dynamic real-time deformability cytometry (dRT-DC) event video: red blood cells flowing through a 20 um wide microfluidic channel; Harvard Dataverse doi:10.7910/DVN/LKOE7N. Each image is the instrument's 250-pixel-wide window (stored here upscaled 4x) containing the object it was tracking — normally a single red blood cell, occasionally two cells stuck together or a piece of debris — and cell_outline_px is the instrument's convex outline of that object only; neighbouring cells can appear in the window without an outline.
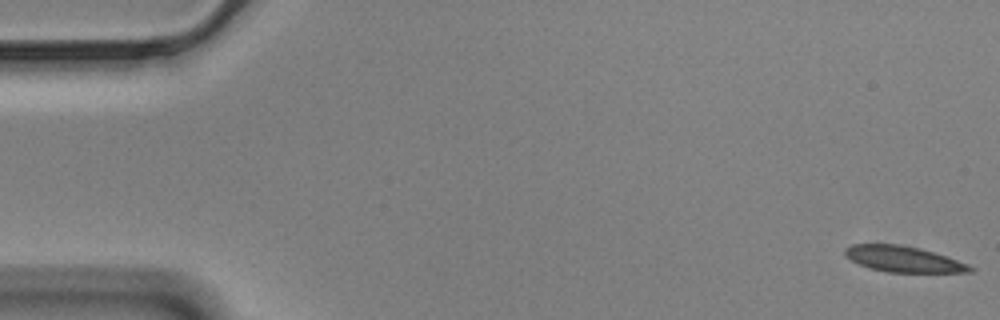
{"species": "Egyptian fruit bat (a non-hibernating species)", "species_latin": "Rousettus aegyptiacus", "temperature_condition": "cold", "stored_images_in_passage": 13, "camera_frame_rate_fps": 3000, "um_per_image_px": 0.085, "animal": {"sex": "male"}, "frame": {"image": 1, "passage_image": 1, "time_ms": 0.0, "image_size_px": [1000, 320], "cell_outline_px": [[976, 268], [972, 272], [888, 272], [868, 268], [852, 260], [844, 252], [844, 248], [852, 244], [900, 244], [920, 248], [956, 260]], "centroid_in_image_um": [76.77, 22.02], "position_along_channel_um": 8.2, "area_um2": 18.61}}